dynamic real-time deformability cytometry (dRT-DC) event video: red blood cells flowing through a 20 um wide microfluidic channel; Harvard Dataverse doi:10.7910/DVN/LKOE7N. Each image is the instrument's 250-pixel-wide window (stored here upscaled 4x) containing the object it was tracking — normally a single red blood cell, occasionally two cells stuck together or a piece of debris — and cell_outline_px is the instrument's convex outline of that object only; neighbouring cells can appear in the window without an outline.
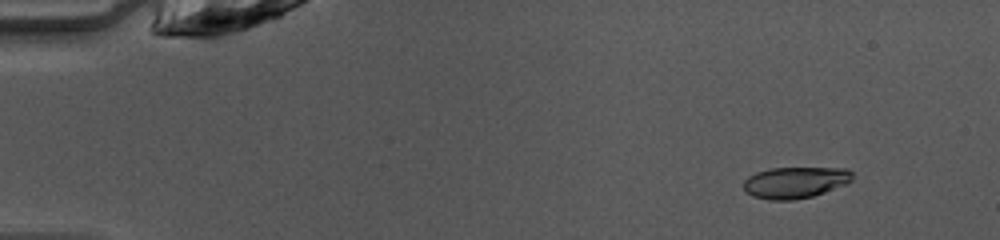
{"species": "common noctule bat (a hibernating species)", "species_latin": "Nyctalus noctula", "temperature_condition": "warm", "stored_images_in_passage": 43, "camera_frame_rate_fps": 3000, "um_per_image_px": 0.085, "animal": {"sex": "female", "body_mass_g": 10.0, "forearm_length_mm": 53.1}, "frame": {"image": 1, "passage_image": 1, "time_ms": 0.0, "image_size_px": [1000, 240], "cell_outline_px": [[848, 180], [820, 192], [808, 196], [760, 196], [752, 192], [748, 180], [752, 176], [764, 172], [780, 168], [820, 168], [848, 172]], "centroid_in_image_um": [67.63, 15.43], "position_along_channel_um": 17.4, "area_um2": 16.18}}
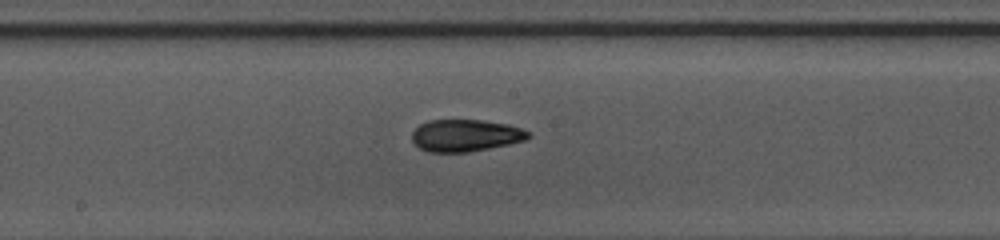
{"frame": {"image": 2, "passage_image": 22, "time_ms": 7.0, "image_size_px": [1000, 240], "cell_outline_px": [[528, 136], [516, 140], [500, 144], [480, 148], [456, 152], [444, 152], [424, 148], [416, 140], [416, 132], [424, 124], [440, 120], [468, 120], [496, 124], [516, 128], [528, 132]], "centroid_in_image_um": [39.53, 11.5], "position_along_channel_um": 208.7, "area_um2": 18.73}}
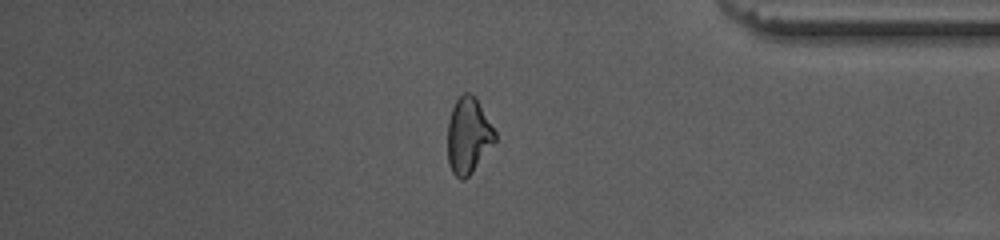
{"frame": {"image": 3, "passage_image": 37, "time_ms": 12.0, "image_size_px": [1000, 240], "cell_outline_px": [[496, 136], [472, 168], [464, 176], [456, 172], [452, 168], [448, 156], [448, 128], [452, 112], [456, 104], [460, 100], [472, 96], [476, 100], [492, 128]], "centroid_in_image_um": [39.77, 11.5], "position_along_channel_um": 395.4, "area_um2": 18.09}, "authors_computed_cell_mechanics": {"area_um2": 18.3804, "velocity_mm_per_s": 4.1368, "shape_relaxation_time_tau1_ms": 5.9758, "shape_relaxation_time_tau2_ms": 2.2168, "deformation_change_tau1": 0.1921, "deformation_change_tau2": 0.0999}}